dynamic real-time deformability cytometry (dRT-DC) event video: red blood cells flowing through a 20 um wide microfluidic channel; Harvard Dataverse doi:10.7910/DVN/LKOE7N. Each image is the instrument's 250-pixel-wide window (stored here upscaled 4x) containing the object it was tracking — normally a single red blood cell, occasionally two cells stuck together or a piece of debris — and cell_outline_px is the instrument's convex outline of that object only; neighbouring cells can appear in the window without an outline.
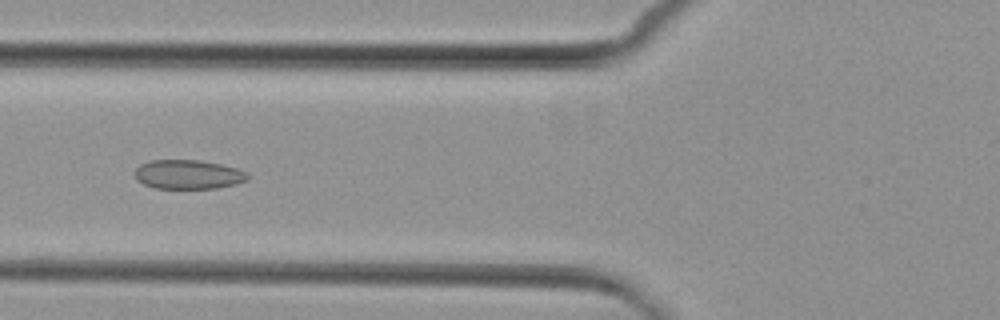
{"species": "common noctule bat (a hibernating species)", "species_latin": "Nyctalus noctula", "temperature_condition": "cold", "stored_images_in_passage": 6, "camera_frame_rate_fps": 3000, "um_per_image_px": 0.085, "animal": {"sex": "female", "body_mass_g": 29.2, "forearm_length_mm": 56.3}, "frame": {"image": 1, "passage_image": 5, "time_ms": 5.0, "image_size_px": [1000, 320], "cell_outline_px": [[248, 180], [236, 184], [216, 188], [156, 188], [144, 184], [136, 180], [136, 168], [140, 164], [152, 160], [200, 160], [220, 164], [236, 168], [248, 172]], "centroid_in_image_um": [16.01, 14.82], "position_along_channel_um": 109.8, "area_um2": 19.13}}
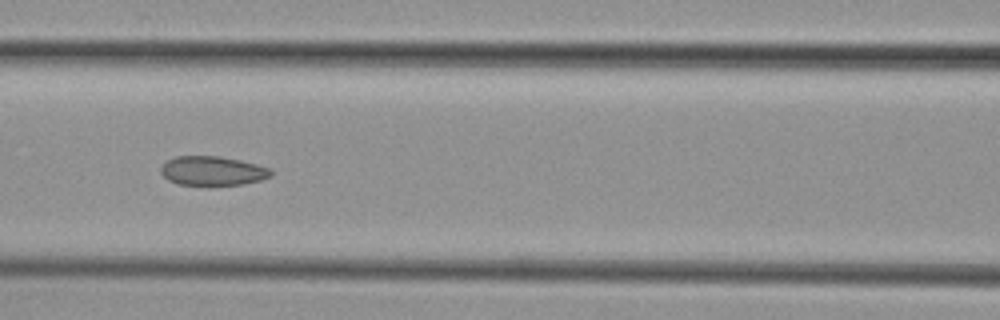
{"frame": {"image": 2, "passage_image": 6, "time_ms": 6.0, "image_size_px": [1000, 320], "cell_outline_px": [[272, 176], [260, 180], [244, 184], [176, 184], [168, 180], [160, 172], [160, 168], [168, 160], [176, 156], [220, 156], [240, 160], [256, 164], [268, 168], [272, 172]], "centroid_in_image_um": [18.06, 14.51], "position_along_channel_um": 148.5, "area_um2": 18.5}}